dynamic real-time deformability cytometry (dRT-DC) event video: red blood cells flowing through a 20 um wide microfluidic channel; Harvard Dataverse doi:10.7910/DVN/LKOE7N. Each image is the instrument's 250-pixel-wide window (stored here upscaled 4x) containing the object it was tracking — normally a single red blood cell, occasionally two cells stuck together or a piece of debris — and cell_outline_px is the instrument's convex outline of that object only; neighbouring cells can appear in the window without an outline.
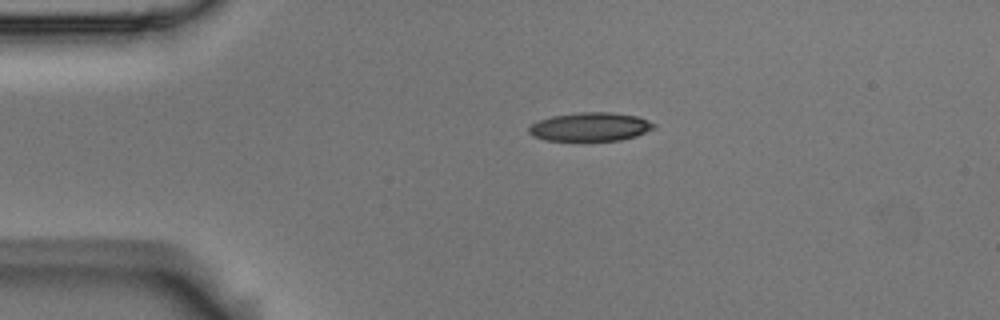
{"species": "Egyptian fruit bat (a non-hibernating species)", "species_latin": "Rousettus aegyptiacus", "temperature_condition": "room temperature", "stored_images_in_passage": 44, "camera_frame_rate_fps": 3000, "um_per_image_px": 0.085, "animal": {"sex": "male"}, "frame": {"image": 1, "passage_image": 1, "time_ms": 0.0, "image_size_px": [1000, 320], "cell_outline_px": [[656, 128], [636, 136], [620, 140], [544, 140], [532, 136], [528, 132], [528, 128], [532, 124], [540, 120], [552, 116], [580, 112], [612, 112], [636, 116], [648, 120], [656, 124]], "centroid_in_image_um": [50.19, 10.77], "position_along_channel_um": 34.8, "area_um2": 20.81}}
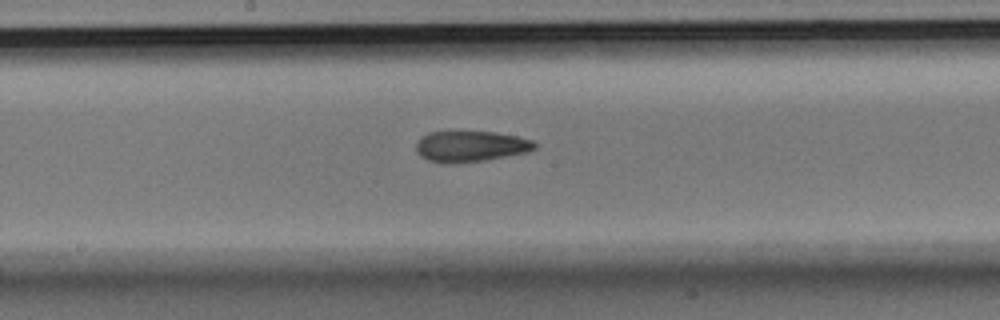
{"frame": {"image": 2, "passage_image": 18, "time_ms": 5.667, "image_size_px": [1000, 320], "cell_outline_px": [[536, 148], [528, 152], [488, 160], [452, 164], [440, 164], [428, 160], [420, 156], [416, 152], [416, 144], [428, 132], [496, 132], [516, 136], [532, 140], [536, 144]], "centroid_in_image_um": [40.0, 12.46], "position_along_channel_um": 208.2, "area_um2": 21.5}}
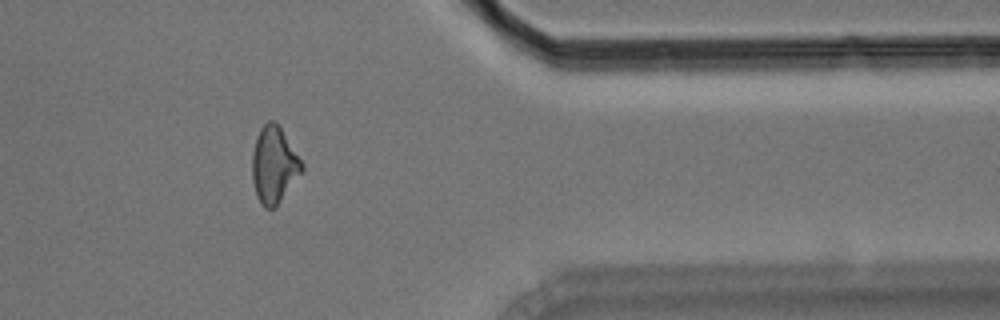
{"frame": {"image": 3, "passage_image": 34, "time_ms": 11.0, "image_size_px": [1000, 320], "cell_outline_px": [[304, 168], [280, 200], [272, 208], [264, 208], [260, 204], [256, 196], [252, 180], [252, 152], [256, 136], [260, 128], [268, 120], [276, 120], [304, 164]], "centroid_in_image_um": [23.26, 13.97], "position_along_channel_um": 388.1, "area_um2": 22.08}, "authors_computed_cell_mechanics": {"area_um2": 21.5594, "velocity_mm_per_s": 3.7037, "shape_relaxation_time_tau1_ms": 8.4389, "shape_relaxation_time_tau2_ms": 3.5707, "deformation_change_tau1": 0.1898, "deformation_change_tau2": 0.1085}}